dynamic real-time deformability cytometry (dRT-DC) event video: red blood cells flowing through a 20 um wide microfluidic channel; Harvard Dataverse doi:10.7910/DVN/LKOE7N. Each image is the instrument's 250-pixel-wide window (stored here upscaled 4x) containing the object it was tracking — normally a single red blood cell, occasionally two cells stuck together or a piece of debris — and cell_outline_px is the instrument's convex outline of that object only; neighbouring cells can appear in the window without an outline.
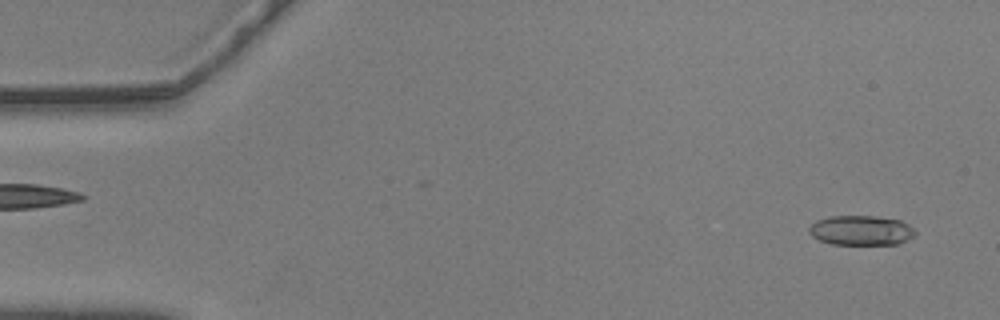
{"species": "common noctule bat (a hibernating species)", "species_latin": "Nyctalus noctula", "temperature_condition": "warm", "stored_images_in_passage": 56, "camera_frame_rate_fps": 3000, "um_per_image_px": 0.085, "animal": {"sex": "male", "body_mass_g": 20.5, "forearm_length_mm": 52.5}, "frame": {"image": 1, "passage_image": 3, "time_ms": 0.667, "image_size_px": [1000, 320], "cell_outline_px": [[916, 232], [908, 240], [896, 244], [832, 244], [820, 240], [812, 236], [808, 232], [808, 228], [816, 220], [828, 216], [876, 216], [900, 220], [908, 224]], "centroid_in_image_um": [73.17, 19.57], "position_along_channel_um": 11.8, "area_um2": 18.38}}
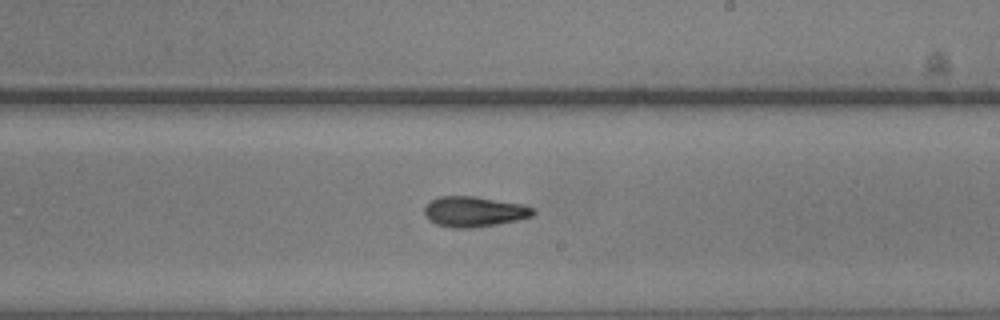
{"frame": {"image": 2, "passage_image": 33, "time_ms": 10.667, "image_size_px": [1000, 320], "cell_outline_px": [[536, 212], [532, 216], [516, 220], [496, 224], [472, 228], [448, 228], [436, 224], [428, 220], [424, 212], [424, 208], [432, 200], [440, 196], [472, 196], [524, 204], [532, 208]], "centroid_in_image_um": [40.28, 17.99], "position_along_channel_um": 248.7, "area_um2": 19.19}}
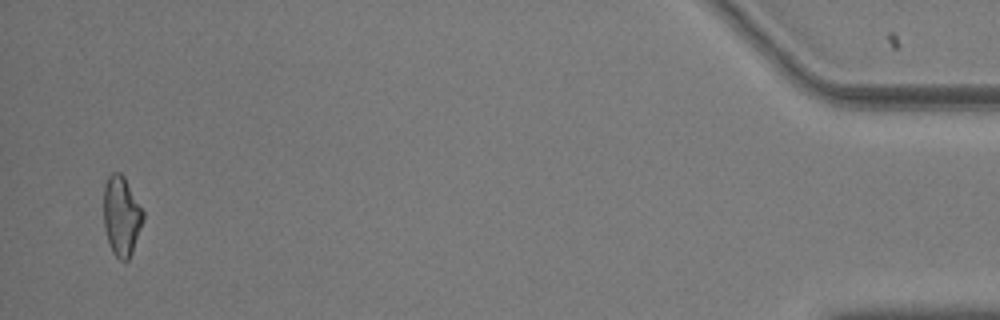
{"frame": {"image": 3, "passage_image": 55, "time_ms": 18.0, "image_size_px": [1000, 320], "cell_outline_px": [[144, 220], [132, 252], [128, 260], [120, 260], [112, 252], [108, 244], [104, 228], [104, 188], [108, 176], [112, 172], [120, 172], [124, 176], [144, 212]], "centroid_in_image_um": [10.32, 18.36], "position_along_channel_um": 424.9, "area_um2": 18.38}, "authors_computed_cell_mechanics": {"area_um2": 18.7561, "velocity_mm_per_s": 3.5778, "shape_relaxation_time_tau1_ms": 5.7196, "shape_relaxation_time_tau2_ms": 5.3828, "deformation_change_tau1": 0.171, "deformation_change_tau2": 0.1411}}